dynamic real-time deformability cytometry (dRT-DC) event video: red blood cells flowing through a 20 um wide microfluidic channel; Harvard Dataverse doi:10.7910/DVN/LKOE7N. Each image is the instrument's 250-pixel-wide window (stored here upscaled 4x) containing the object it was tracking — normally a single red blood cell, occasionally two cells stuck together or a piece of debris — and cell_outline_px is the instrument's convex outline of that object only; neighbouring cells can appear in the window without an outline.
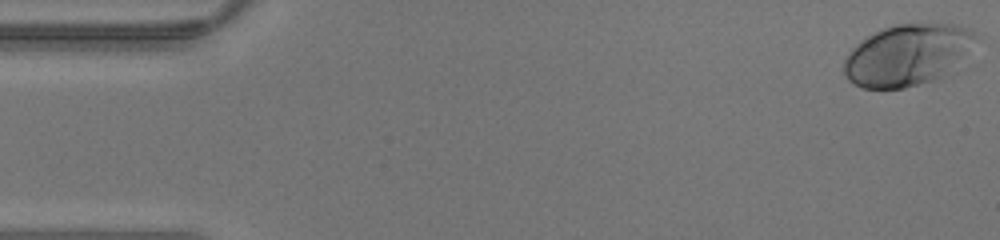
{"species": "human", "species_latin": "Homo sapiens", "temperature_condition": "warm", "stored_images_in_passage": 43, "camera_frame_rate_fps": 3000, "um_per_image_px": 0.085, "donor": {"sex": "male"}, "frame": {"image": 1, "passage_image": 1, "time_ms": 0.0, "image_size_px": [1000, 240], "cell_outline_px": [[980, 36], [932, 80], [904, 88], [864, 88], [848, 80], [844, 72], [844, 60], [852, 48], [864, 36], [884, 28], [896, 24], [952, 24], [964, 28]], "centroid_in_image_um": [76.96, 4.64], "position_along_channel_um": 8.0, "area_um2": 45.14}}
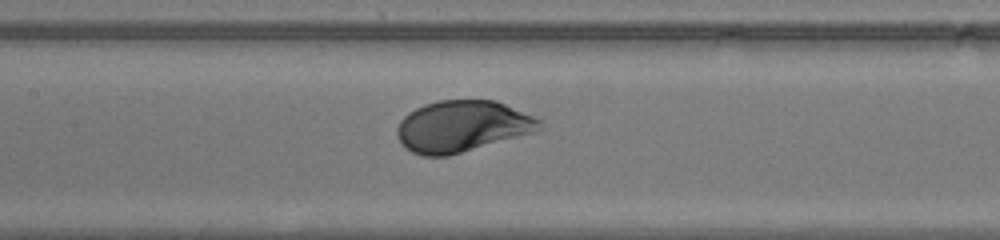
{"frame": {"image": 2, "passage_image": 20, "time_ms": 6.333, "image_size_px": [1000, 240], "cell_outline_px": [[540, 128], [532, 132], [448, 156], [424, 156], [412, 152], [404, 148], [396, 136], [396, 128], [400, 120], [408, 112], [424, 104], [436, 100], [496, 100], [532, 116], [540, 120]], "centroid_in_image_um": [39.19, 10.73], "position_along_channel_um": 168.2, "area_um2": 42.31}}
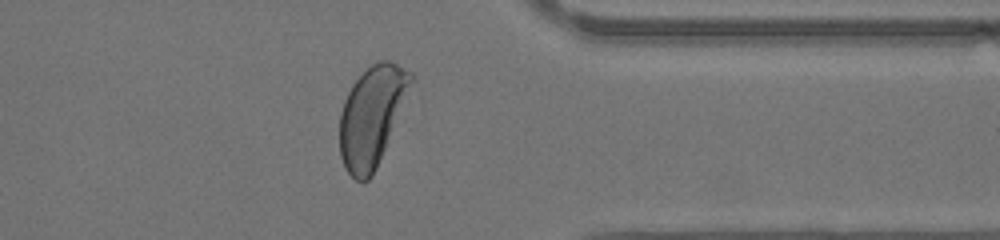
{"frame": {"image": 3, "passage_image": 34, "time_ms": 11.0, "image_size_px": [1000, 240], "cell_outline_px": [[416, 80], [376, 168], [372, 176], [368, 180], [356, 180], [344, 168], [340, 156], [340, 112], [344, 100], [352, 84], [376, 60], [388, 60], [412, 72], [416, 76]], "centroid_in_image_um": [31.64, 9.84], "position_along_channel_um": 379.8, "area_um2": 41.67}}